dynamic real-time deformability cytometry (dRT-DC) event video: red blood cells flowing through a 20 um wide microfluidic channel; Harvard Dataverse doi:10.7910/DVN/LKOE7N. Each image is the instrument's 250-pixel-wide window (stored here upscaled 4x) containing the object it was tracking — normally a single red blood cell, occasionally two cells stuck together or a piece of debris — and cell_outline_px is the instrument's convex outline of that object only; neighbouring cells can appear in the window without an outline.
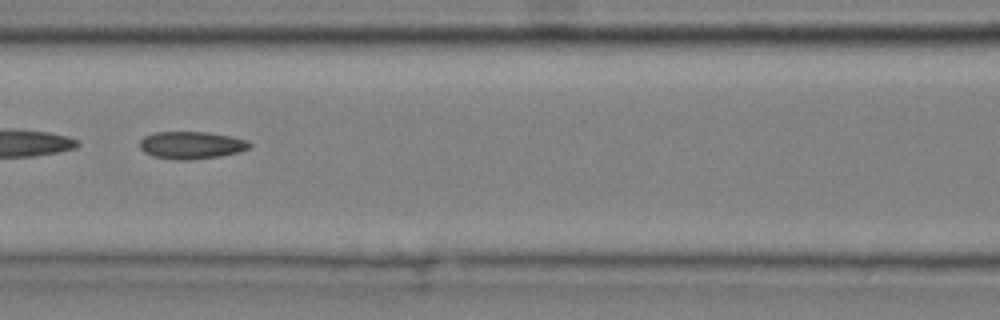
{"species": "common noctule bat (a hibernating species)", "species_latin": "Nyctalus noctula", "temperature_condition": "cold", "stored_images_in_passage": 7, "camera_frame_rate_fps": 3000, "um_per_image_px": 0.085, "animal": {"sex": "male", "body_mass_g": 20.4}, "frame": {"image": 1, "passage_image": 7, "time_ms": 2.0, "image_size_px": [1000, 320], "cell_outline_px": [[252, 144], [248, 148], [240, 152], [220, 156], [192, 160], [176, 160], [152, 156], [144, 152], [140, 148], [140, 140], [144, 136], [156, 132], [208, 132], [232, 136], [248, 140]], "centroid_in_image_um": [16.28, 12.34], "position_along_channel_um": 150.3, "area_um2": 17.74}}